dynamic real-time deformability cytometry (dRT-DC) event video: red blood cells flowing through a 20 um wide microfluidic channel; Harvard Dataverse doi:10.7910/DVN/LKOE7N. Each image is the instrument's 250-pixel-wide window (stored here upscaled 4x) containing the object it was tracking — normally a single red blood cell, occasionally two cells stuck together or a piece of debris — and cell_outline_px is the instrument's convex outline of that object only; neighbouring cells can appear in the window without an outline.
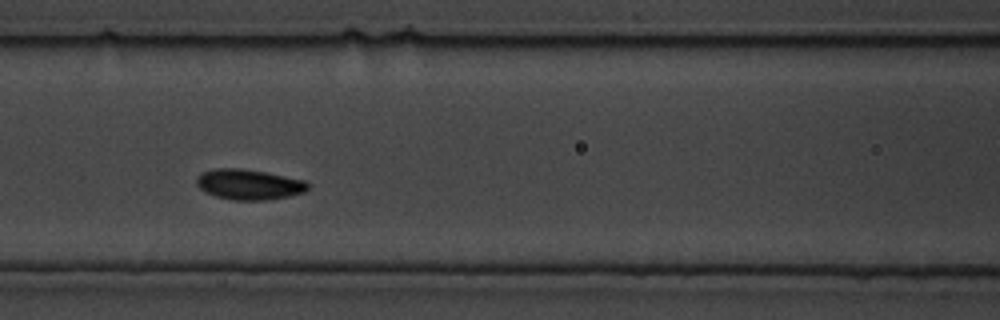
{"species": "common noctule bat (a hibernating species)", "species_latin": "Nyctalus noctula", "temperature_condition": "cold", "stored_images_in_passage": 15, "camera_frame_rate_fps": 3000, "um_per_image_px": 0.085, "animal": {"sex": "male", "body_mass_g": 19.5, "forearm_length_mm": 54.6}, "frame": {"image": 1, "passage_image": 7, "time_ms": 2.0, "image_size_px": [1000, 320], "cell_outline_px": [[308, 188], [304, 192], [288, 196], [268, 200], [232, 200], [216, 196], [200, 188], [196, 184], [196, 176], [200, 172], [216, 168], [240, 168], [264, 172], [304, 180], [308, 184]], "centroid_in_image_um": [21.12, 15.67], "position_along_channel_um": 145.5, "area_um2": 19.59}}
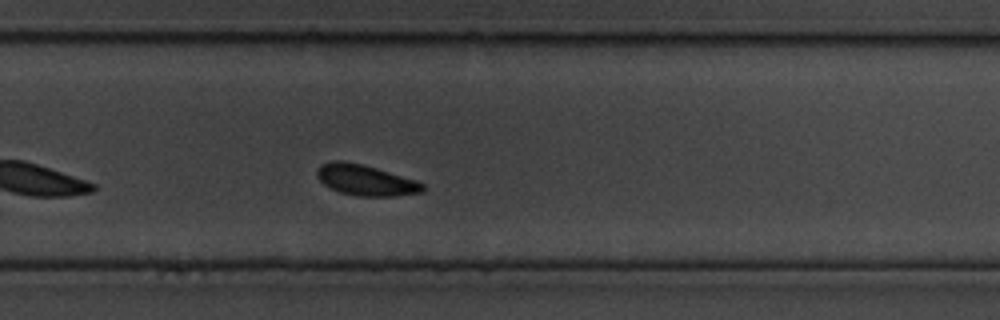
{"frame": {"image": 2, "passage_image": 13, "time_ms": 4.0, "image_size_px": [1000, 320], "cell_outline_px": [[424, 188], [420, 192], [392, 196], [360, 196], [340, 192], [324, 184], [316, 176], [316, 172], [320, 164], [332, 160], [344, 160], [376, 168], [416, 180], [424, 184]], "centroid_in_image_um": [31.03, 15.29], "position_along_channel_um": 298.8, "area_um2": 18.73}}
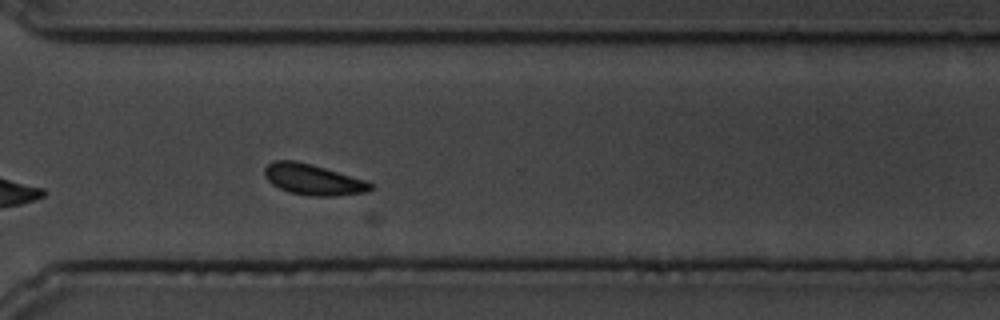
{"frame": {"image": 3, "passage_image": 15, "time_ms": 4.667, "image_size_px": [1000, 320], "cell_outline_px": [[372, 188], [368, 192], [336, 196], [312, 196], [288, 192], [272, 184], [264, 176], [264, 168], [268, 164], [276, 160], [296, 160], [312, 164], [368, 180], [372, 184]], "centroid_in_image_um": [26.63, 15.26], "position_along_channel_um": 344.0, "area_um2": 19.25}}